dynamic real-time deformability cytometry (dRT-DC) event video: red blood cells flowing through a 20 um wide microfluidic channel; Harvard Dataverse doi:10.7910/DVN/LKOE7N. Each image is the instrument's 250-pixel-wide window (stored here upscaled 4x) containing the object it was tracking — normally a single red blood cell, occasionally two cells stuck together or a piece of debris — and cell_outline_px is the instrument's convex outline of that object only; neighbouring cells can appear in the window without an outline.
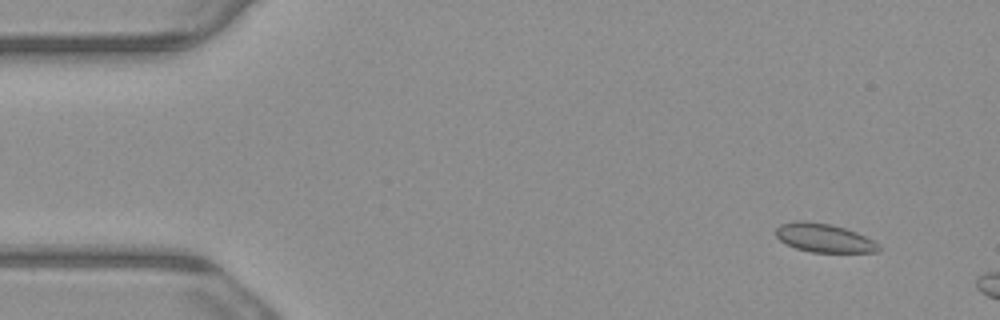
{"species": "common noctule bat (a hibernating species)", "species_latin": "Nyctalus noctula", "temperature_condition": "warm", "stored_images_in_passage": 5, "camera_frame_rate_fps": 3000, "um_per_image_px": 0.085, "animal": {"sex": "male", "body_mass_g": 23.1, "forearm_length_mm": 52.7}, "frame": {"image": 1, "passage_image": 1, "time_ms": 0.0, "image_size_px": [1000, 320], "cell_outline_px": [[880, 252], [812, 252], [796, 248], [780, 240], [776, 236], [776, 228], [780, 224], [796, 220], [804, 220], [828, 224], [844, 228], [856, 232], [880, 244]], "centroid_in_image_um": [70.04, 20.22], "position_along_channel_um": 15.0, "area_um2": 17.05}}